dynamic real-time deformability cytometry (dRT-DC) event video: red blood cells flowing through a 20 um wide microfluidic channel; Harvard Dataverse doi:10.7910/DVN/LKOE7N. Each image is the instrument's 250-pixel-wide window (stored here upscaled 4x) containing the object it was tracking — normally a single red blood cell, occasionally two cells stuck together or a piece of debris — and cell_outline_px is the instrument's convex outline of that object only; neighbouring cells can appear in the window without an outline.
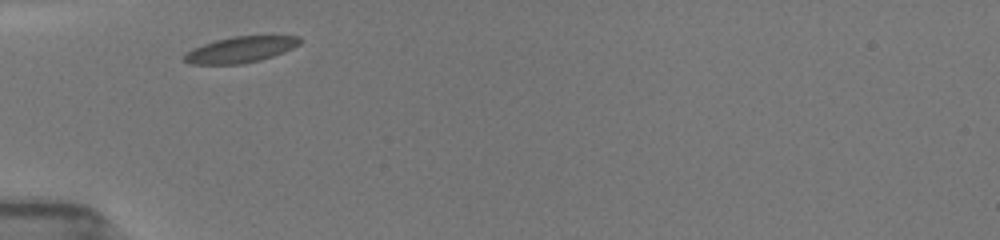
{"species": "common noctule bat (a hibernating species)", "species_latin": "Nyctalus noctula", "temperature_condition": "room temperature", "stored_images_in_passage": 4, "camera_frame_rate_fps": 3000, "um_per_image_px": 0.085, "animal": {"sex": "female", "body_mass_g": 19.5, "forearm_length_mm": 54.1}, "frame": {"image": 1, "passage_image": 1, "time_ms": 0.0, "image_size_px": [1000, 240], "cell_outline_px": [[300, 44], [284, 52], [260, 60], [240, 64], [192, 64], [184, 60], [184, 56], [192, 48], [216, 40], [232, 36], [300, 36]], "centroid_in_image_um": [20.45, 4.21], "position_along_channel_um": 64.6, "area_um2": 17.28}}
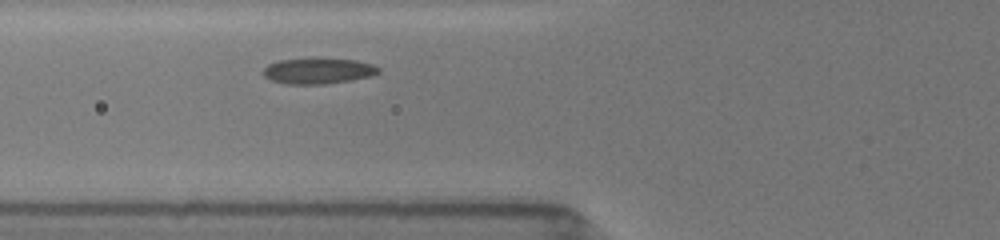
{"frame": {"image": 2, "passage_image": 4, "time_ms": 1.0, "image_size_px": [1000, 240], "cell_outline_px": [[380, 72], [372, 76], [352, 80], [324, 84], [288, 84], [272, 80], [264, 76], [264, 68], [268, 64], [280, 60], [308, 56], [316, 56], [356, 60], [372, 64], [380, 68]], "centroid_in_image_um": [27.07, 5.98], "position_along_channel_um": 98.7, "area_um2": 17.98}}